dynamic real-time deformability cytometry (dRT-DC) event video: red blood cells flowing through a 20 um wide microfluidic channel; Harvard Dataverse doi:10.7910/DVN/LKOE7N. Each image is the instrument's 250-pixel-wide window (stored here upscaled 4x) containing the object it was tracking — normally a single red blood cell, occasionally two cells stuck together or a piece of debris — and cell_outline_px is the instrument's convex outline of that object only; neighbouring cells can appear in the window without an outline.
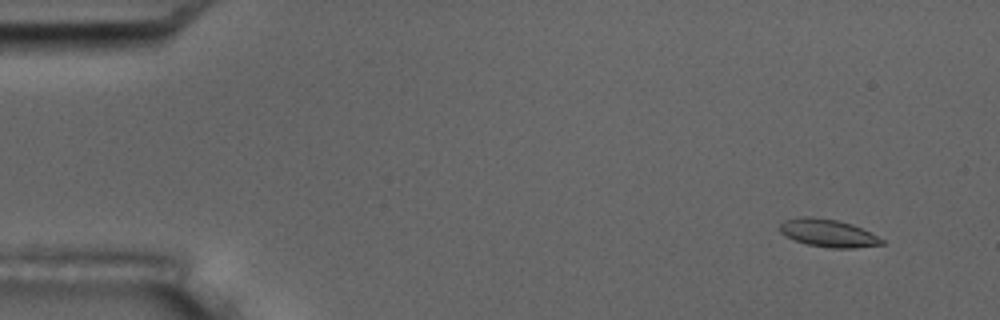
{"species": "common noctule bat (a hibernating species)", "species_latin": "Nyctalus noctula", "temperature_condition": "room temperature", "stored_images_in_passage": 4, "camera_frame_rate_fps": 3000, "um_per_image_px": 0.085, "animal": {"sex": "male", "body_mass_g": 17.5, "forearm_length_mm": 52.3}, "frame": {"image": 1, "passage_image": 1, "time_ms": 0.0, "image_size_px": [1000, 320], "cell_outline_px": [[884, 244], [856, 248], [828, 248], [808, 244], [796, 240], [780, 232], [780, 224], [784, 220], [800, 216], [808, 216], [836, 220], [852, 224], [884, 240]], "centroid_in_image_um": [70.38, 19.81], "position_along_channel_um": 14.6, "area_um2": 16.24}}
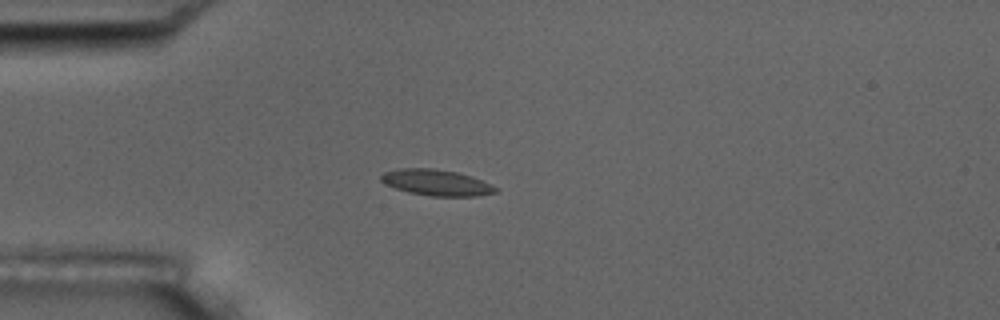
{"frame": {"image": 2, "passage_image": 4, "time_ms": 3.667, "image_size_px": [1000, 320], "cell_outline_px": [[500, 188], [496, 192], [476, 196], [428, 196], [408, 192], [384, 184], [380, 180], [380, 176], [384, 172], [400, 168], [432, 168], [456, 172], [472, 176]], "centroid_in_image_um": [37.09, 15.52], "position_along_channel_um": 47.9, "area_um2": 17.46}}